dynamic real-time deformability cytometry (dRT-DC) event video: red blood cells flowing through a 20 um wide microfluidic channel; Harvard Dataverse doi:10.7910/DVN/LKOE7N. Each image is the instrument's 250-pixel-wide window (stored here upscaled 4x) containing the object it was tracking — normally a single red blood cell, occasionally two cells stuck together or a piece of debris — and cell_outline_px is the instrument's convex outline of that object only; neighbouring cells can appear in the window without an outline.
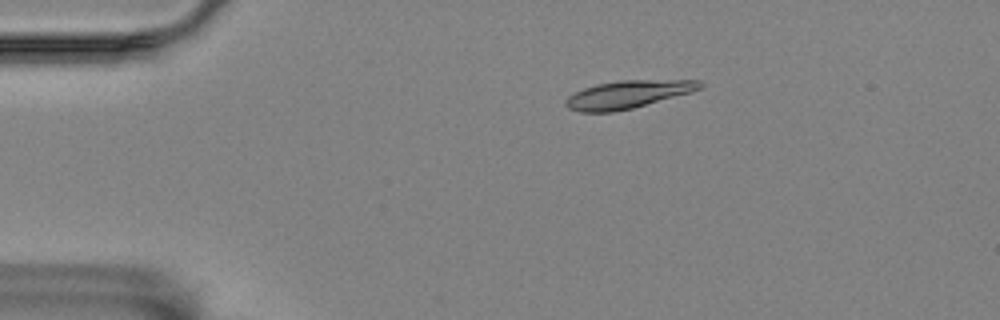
{"species": "Egyptian fruit bat (a non-hibernating species)", "species_latin": "Rousettus aegyptiacus", "temperature_condition": "room temperature", "stored_images_in_passage": 2, "camera_frame_rate_fps": 3000, "um_per_image_px": 0.085, "animal": {"sex": "female"}, "frame": {"image": 1, "passage_image": 1, "time_ms": 0.0, "image_size_px": [1000, 320], "cell_outline_px": [[704, 84], [700, 88], [692, 92], [632, 108], [612, 112], [580, 112], [568, 108], [564, 104], [564, 100], [568, 96], [584, 88], [596, 84], [620, 80], [700, 80]], "centroid_in_image_um": [53.35, 8.02], "position_along_channel_um": 31.7, "area_um2": 21.68}}